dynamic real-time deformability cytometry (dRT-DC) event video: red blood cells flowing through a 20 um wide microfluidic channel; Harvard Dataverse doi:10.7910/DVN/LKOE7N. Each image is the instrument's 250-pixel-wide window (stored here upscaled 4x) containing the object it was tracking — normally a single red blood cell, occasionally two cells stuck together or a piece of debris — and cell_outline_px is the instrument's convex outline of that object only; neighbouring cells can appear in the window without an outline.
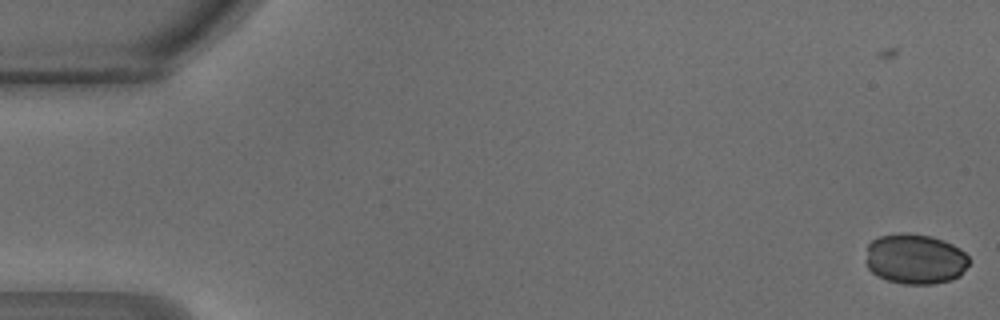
{"species": "common noctule bat (a hibernating species)", "species_latin": "Nyctalus noctula", "temperature_condition": "warm", "stored_images_in_passage": 4, "camera_frame_rate_fps": 3000, "um_per_image_px": 0.085, "animal": {"sex": "male", "body_mass_g": 18.8}, "frame": {"image": 1, "passage_image": 4, "time_ms": 1.0, "image_size_px": [1000, 320], "cell_outline_px": [[968, 264], [960, 276], [952, 280], [932, 284], [904, 284], [888, 280], [876, 276], [868, 268], [864, 260], [868, 244], [872, 240], [880, 236], [900, 232], [908, 232], [932, 236], [944, 240], [960, 248], [968, 256]], "centroid_in_image_um": [77.76, 22.0], "position_along_channel_um": 7.2, "area_um2": 30.69}}